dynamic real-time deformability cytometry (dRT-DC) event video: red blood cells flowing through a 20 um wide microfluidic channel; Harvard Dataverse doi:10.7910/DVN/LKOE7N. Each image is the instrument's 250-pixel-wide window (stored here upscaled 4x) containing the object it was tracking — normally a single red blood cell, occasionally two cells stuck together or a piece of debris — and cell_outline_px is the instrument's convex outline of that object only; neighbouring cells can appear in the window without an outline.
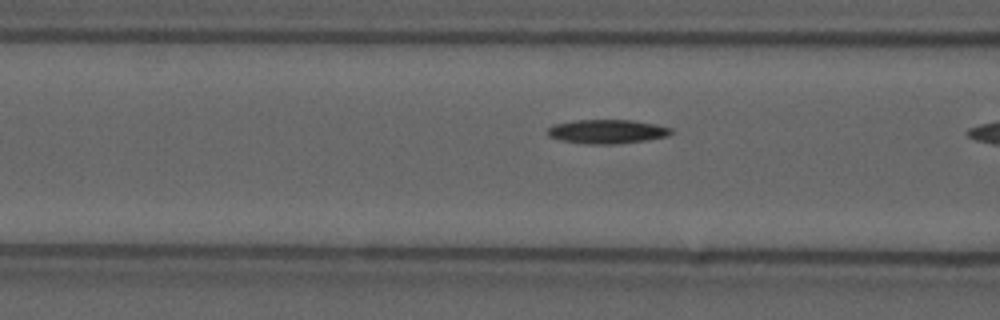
{"species": "common noctule bat (a hibernating species)", "species_latin": "Nyctalus noctula", "temperature_condition": "cold", "stored_images_in_passage": 9, "camera_frame_rate_fps": 3000, "um_per_image_px": 0.085, "animal": {"sex": "male", "forearm_length_mm": 52.5}, "frame": {"image": 1, "passage_image": 8, "time_ms": 2.333, "image_size_px": [1000, 320], "cell_outline_px": [[676, 132], [668, 136], [648, 140], [616, 144], [584, 144], [560, 140], [548, 136], [548, 128], [552, 124], [576, 120], [632, 120], [656, 124], [672, 128]], "centroid_in_image_um": [51.63, 11.18], "position_along_channel_um": 115.0, "area_um2": 17.57}}